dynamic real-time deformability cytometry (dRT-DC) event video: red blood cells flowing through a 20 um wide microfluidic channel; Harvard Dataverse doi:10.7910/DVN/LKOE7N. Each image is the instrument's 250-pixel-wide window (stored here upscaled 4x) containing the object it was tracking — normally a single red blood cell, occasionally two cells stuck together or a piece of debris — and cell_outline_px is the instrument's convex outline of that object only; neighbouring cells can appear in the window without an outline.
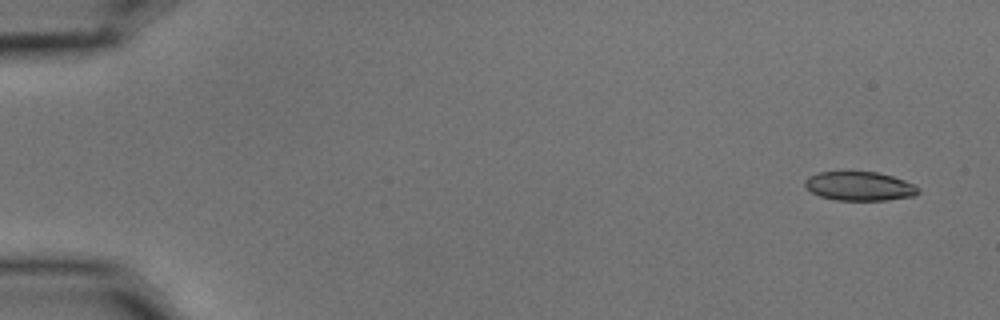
{"species": "common noctule bat (a hibernating species)", "species_latin": "Nyctalus noctula", "temperature_condition": "cold", "stored_images_in_passage": 4, "camera_frame_rate_fps": 3000, "um_per_image_px": 0.085, "animal": {"sex": "male", "body_mass_g": 15.6}, "frame": {"image": 1, "passage_image": 1, "time_ms": 0.0, "image_size_px": [1000, 320], "cell_outline_px": [[920, 192], [916, 196], [884, 200], [836, 200], [820, 196], [804, 188], [804, 180], [808, 176], [820, 172], [876, 172], [892, 176], [904, 180], [920, 188]], "centroid_in_image_um": [73.05, 15.83], "position_along_channel_um": 12.0, "area_um2": 19.19}}